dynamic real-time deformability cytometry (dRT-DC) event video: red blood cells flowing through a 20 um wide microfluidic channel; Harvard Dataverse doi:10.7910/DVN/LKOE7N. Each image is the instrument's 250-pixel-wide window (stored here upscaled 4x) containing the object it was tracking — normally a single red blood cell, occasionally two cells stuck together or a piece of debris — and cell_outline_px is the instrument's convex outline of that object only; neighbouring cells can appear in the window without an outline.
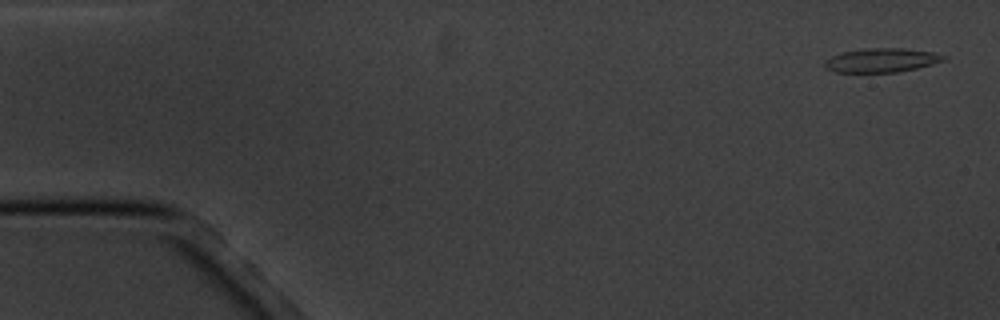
{"species": "common noctule bat (a hibernating species)", "species_latin": "Nyctalus noctula", "temperature_condition": "cold", "stored_images_in_passage": 6, "camera_frame_rate_fps": 3000, "um_per_image_px": 0.085, "animal": {"sex": "male", "body_mass_g": 20.1, "forearm_length_mm": 53.5}, "frame": {"image": 1, "passage_image": 1, "time_ms": 0.0, "image_size_px": [1000, 320], "cell_outline_px": [[948, 56], [944, 60], [932, 64], [916, 68], [896, 72], [836, 72], [828, 68], [824, 64], [832, 56], [844, 52], [864, 48], [900, 48], [932, 52]], "centroid_in_image_um": [74.97, 5.11], "position_along_channel_um": 10.0, "area_um2": 16.3}}
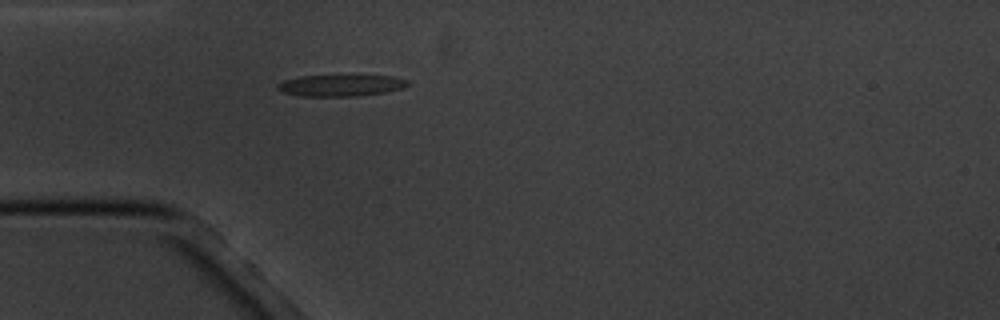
{"frame": {"image": 2, "passage_image": 5, "time_ms": 4.667, "image_size_px": [1000, 320], "cell_outline_px": [[412, 84], [400, 88], [384, 92], [360, 96], [300, 96], [280, 92], [276, 88], [276, 84], [284, 80], [300, 76], [392, 76], [408, 80]], "centroid_in_image_um": [28.92, 7.27], "position_along_channel_um": 56.1, "area_um2": 16.3}}